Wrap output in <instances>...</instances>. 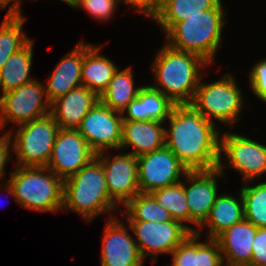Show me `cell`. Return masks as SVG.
Wrapping results in <instances>:
<instances>
[{"label":"cell","instance_id":"4dcf8cb0","mask_svg":"<svg viewBox=\"0 0 266 266\" xmlns=\"http://www.w3.org/2000/svg\"><path fill=\"white\" fill-rule=\"evenodd\" d=\"M199 232H194V266L225 265L218 241L208 238L207 242H197L201 235Z\"/></svg>","mask_w":266,"mask_h":266},{"label":"cell","instance_id":"8fae6325","mask_svg":"<svg viewBox=\"0 0 266 266\" xmlns=\"http://www.w3.org/2000/svg\"><path fill=\"white\" fill-rule=\"evenodd\" d=\"M122 115L99 101L82 119L76 130L96 154L106 152L108 148L120 150Z\"/></svg>","mask_w":266,"mask_h":266},{"label":"cell","instance_id":"603a6c76","mask_svg":"<svg viewBox=\"0 0 266 266\" xmlns=\"http://www.w3.org/2000/svg\"><path fill=\"white\" fill-rule=\"evenodd\" d=\"M244 219L245 214L241 192H239V199L231 196V194H223L216 197L208 218L200 227L205 228L208 225V238L216 239L233 224L239 223Z\"/></svg>","mask_w":266,"mask_h":266},{"label":"cell","instance_id":"d6a6232c","mask_svg":"<svg viewBox=\"0 0 266 266\" xmlns=\"http://www.w3.org/2000/svg\"><path fill=\"white\" fill-rule=\"evenodd\" d=\"M251 91L259 100L266 103V59L256 63L249 71Z\"/></svg>","mask_w":266,"mask_h":266},{"label":"cell","instance_id":"3957f363","mask_svg":"<svg viewBox=\"0 0 266 266\" xmlns=\"http://www.w3.org/2000/svg\"><path fill=\"white\" fill-rule=\"evenodd\" d=\"M4 188L23 208L63 211L64 180L47 166H17ZM58 210V211H57Z\"/></svg>","mask_w":266,"mask_h":266},{"label":"cell","instance_id":"f1b7e54d","mask_svg":"<svg viewBox=\"0 0 266 266\" xmlns=\"http://www.w3.org/2000/svg\"><path fill=\"white\" fill-rule=\"evenodd\" d=\"M127 221L168 222L172 221L168 210L161 207L150 193H138L125 206Z\"/></svg>","mask_w":266,"mask_h":266},{"label":"cell","instance_id":"52a82bcc","mask_svg":"<svg viewBox=\"0 0 266 266\" xmlns=\"http://www.w3.org/2000/svg\"><path fill=\"white\" fill-rule=\"evenodd\" d=\"M59 130L58 123L49 113L18 125L17 132H7L12 139V152L17 157L16 165L47 166Z\"/></svg>","mask_w":266,"mask_h":266},{"label":"cell","instance_id":"484cf974","mask_svg":"<svg viewBox=\"0 0 266 266\" xmlns=\"http://www.w3.org/2000/svg\"><path fill=\"white\" fill-rule=\"evenodd\" d=\"M132 67L118 69L108 88L100 95V101L110 109L123 113L128 104L137 98L141 87L134 88Z\"/></svg>","mask_w":266,"mask_h":266},{"label":"cell","instance_id":"7402d4cb","mask_svg":"<svg viewBox=\"0 0 266 266\" xmlns=\"http://www.w3.org/2000/svg\"><path fill=\"white\" fill-rule=\"evenodd\" d=\"M174 103L159 90L150 85L141 86L137 98L131 101L122 114L127 111V116L122 115L123 120L143 121L154 120L166 122Z\"/></svg>","mask_w":266,"mask_h":266},{"label":"cell","instance_id":"ac0fdd59","mask_svg":"<svg viewBox=\"0 0 266 266\" xmlns=\"http://www.w3.org/2000/svg\"><path fill=\"white\" fill-rule=\"evenodd\" d=\"M257 227L244 219L221 233L219 243L224 266H249L252 260V245Z\"/></svg>","mask_w":266,"mask_h":266},{"label":"cell","instance_id":"d4e9b609","mask_svg":"<svg viewBox=\"0 0 266 266\" xmlns=\"http://www.w3.org/2000/svg\"><path fill=\"white\" fill-rule=\"evenodd\" d=\"M220 2L221 0H161L160 10L154 20L165 34L175 23L213 9Z\"/></svg>","mask_w":266,"mask_h":266},{"label":"cell","instance_id":"ffe728a7","mask_svg":"<svg viewBox=\"0 0 266 266\" xmlns=\"http://www.w3.org/2000/svg\"><path fill=\"white\" fill-rule=\"evenodd\" d=\"M83 40L57 63L45 84L50 103L64 96L72 89L82 86Z\"/></svg>","mask_w":266,"mask_h":266},{"label":"cell","instance_id":"8992f818","mask_svg":"<svg viewBox=\"0 0 266 266\" xmlns=\"http://www.w3.org/2000/svg\"><path fill=\"white\" fill-rule=\"evenodd\" d=\"M191 104L212 123L215 120L234 128L243 109L244 99L232 74L212 83L199 82ZM214 119V121L212 120Z\"/></svg>","mask_w":266,"mask_h":266},{"label":"cell","instance_id":"5bb4252c","mask_svg":"<svg viewBox=\"0 0 266 266\" xmlns=\"http://www.w3.org/2000/svg\"><path fill=\"white\" fill-rule=\"evenodd\" d=\"M106 152L96 154L101 161L111 200L124 206L133 199L139 190L137 157L131 153H120L111 159Z\"/></svg>","mask_w":266,"mask_h":266},{"label":"cell","instance_id":"d6986e66","mask_svg":"<svg viewBox=\"0 0 266 266\" xmlns=\"http://www.w3.org/2000/svg\"><path fill=\"white\" fill-rule=\"evenodd\" d=\"M165 122L154 120H123L120 150L133 147L128 152L135 157L150 153L165 146Z\"/></svg>","mask_w":266,"mask_h":266},{"label":"cell","instance_id":"7a4b0ae2","mask_svg":"<svg viewBox=\"0 0 266 266\" xmlns=\"http://www.w3.org/2000/svg\"><path fill=\"white\" fill-rule=\"evenodd\" d=\"M209 66L202 57L174 49L167 43L159 49L151 70L159 90L174 104H191L201 79V68Z\"/></svg>","mask_w":266,"mask_h":266},{"label":"cell","instance_id":"8d00e7d4","mask_svg":"<svg viewBox=\"0 0 266 266\" xmlns=\"http://www.w3.org/2000/svg\"><path fill=\"white\" fill-rule=\"evenodd\" d=\"M12 143V139L10 138L8 133H4L0 136V179L4 177L5 174V165L7 161L13 157L10 153V145Z\"/></svg>","mask_w":266,"mask_h":266},{"label":"cell","instance_id":"74e56055","mask_svg":"<svg viewBox=\"0 0 266 266\" xmlns=\"http://www.w3.org/2000/svg\"><path fill=\"white\" fill-rule=\"evenodd\" d=\"M7 13L21 14V4L22 2L19 0H1L0 1V10L6 9V7L11 4Z\"/></svg>","mask_w":266,"mask_h":266},{"label":"cell","instance_id":"83f0119b","mask_svg":"<svg viewBox=\"0 0 266 266\" xmlns=\"http://www.w3.org/2000/svg\"><path fill=\"white\" fill-rule=\"evenodd\" d=\"M150 194L161 207L168 210L173 220L180 221L191 232L197 231L193 226L185 225L189 222V207L186 201L184 185L181 182L154 190Z\"/></svg>","mask_w":266,"mask_h":266},{"label":"cell","instance_id":"4316f807","mask_svg":"<svg viewBox=\"0 0 266 266\" xmlns=\"http://www.w3.org/2000/svg\"><path fill=\"white\" fill-rule=\"evenodd\" d=\"M24 20L22 14L6 13L0 27V70L12 54L31 40L22 32Z\"/></svg>","mask_w":266,"mask_h":266},{"label":"cell","instance_id":"30bf717a","mask_svg":"<svg viewBox=\"0 0 266 266\" xmlns=\"http://www.w3.org/2000/svg\"><path fill=\"white\" fill-rule=\"evenodd\" d=\"M141 193H151L181 182L189 170L166 146L137 157Z\"/></svg>","mask_w":266,"mask_h":266},{"label":"cell","instance_id":"9c48e42d","mask_svg":"<svg viewBox=\"0 0 266 266\" xmlns=\"http://www.w3.org/2000/svg\"><path fill=\"white\" fill-rule=\"evenodd\" d=\"M135 236H137V247L145 259L152 255V264H156L157 254H170L173 249L179 246L191 233L180 221L168 222H147L127 221ZM154 254V255H153Z\"/></svg>","mask_w":266,"mask_h":266},{"label":"cell","instance_id":"5b68a950","mask_svg":"<svg viewBox=\"0 0 266 266\" xmlns=\"http://www.w3.org/2000/svg\"><path fill=\"white\" fill-rule=\"evenodd\" d=\"M225 24L221 1L213 9L175 23L165 33L166 43L174 49L196 54L212 65Z\"/></svg>","mask_w":266,"mask_h":266},{"label":"cell","instance_id":"f546056e","mask_svg":"<svg viewBox=\"0 0 266 266\" xmlns=\"http://www.w3.org/2000/svg\"><path fill=\"white\" fill-rule=\"evenodd\" d=\"M247 181L240 188L242 194L245 219L254 226L266 227V182L250 185Z\"/></svg>","mask_w":266,"mask_h":266},{"label":"cell","instance_id":"277c9868","mask_svg":"<svg viewBox=\"0 0 266 266\" xmlns=\"http://www.w3.org/2000/svg\"><path fill=\"white\" fill-rule=\"evenodd\" d=\"M111 200L101 161L95 157L77 173L64 179L63 210H73L91 222L94 217L117 210Z\"/></svg>","mask_w":266,"mask_h":266},{"label":"cell","instance_id":"1f68e13d","mask_svg":"<svg viewBox=\"0 0 266 266\" xmlns=\"http://www.w3.org/2000/svg\"><path fill=\"white\" fill-rule=\"evenodd\" d=\"M119 0H76L74 8L87 11L91 17L106 22L111 19Z\"/></svg>","mask_w":266,"mask_h":266},{"label":"cell","instance_id":"836d02e7","mask_svg":"<svg viewBox=\"0 0 266 266\" xmlns=\"http://www.w3.org/2000/svg\"><path fill=\"white\" fill-rule=\"evenodd\" d=\"M173 263L170 266H194V232L170 253Z\"/></svg>","mask_w":266,"mask_h":266},{"label":"cell","instance_id":"6da1fadb","mask_svg":"<svg viewBox=\"0 0 266 266\" xmlns=\"http://www.w3.org/2000/svg\"><path fill=\"white\" fill-rule=\"evenodd\" d=\"M165 146L188 168L212 170L220 160V130L192 105L175 104L167 119Z\"/></svg>","mask_w":266,"mask_h":266},{"label":"cell","instance_id":"7c38bea8","mask_svg":"<svg viewBox=\"0 0 266 266\" xmlns=\"http://www.w3.org/2000/svg\"><path fill=\"white\" fill-rule=\"evenodd\" d=\"M222 154L229 163L228 167L239 172L245 182L266 173V145L260 142L227 131L220 137V159Z\"/></svg>","mask_w":266,"mask_h":266},{"label":"cell","instance_id":"cb8c5ba5","mask_svg":"<svg viewBox=\"0 0 266 266\" xmlns=\"http://www.w3.org/2000/svg\"><path fill=\"white\" fill-rule=\"evenodd\" d=\"M33 60V41L12 54L0 70V89L2 94L14 90L34 80L30 76Z\"/></svg>","mask_w":266,"mask_h":266},{"label":"cell","instance_id":"f35d334b","mask_svg":"<svg viewBox=\"0 0 266 266\" xmlns=\"http://www.w3.org/2000/svg\"><path fill=\"white\" fill-rule=\"evenodd\" d=\"M63 1L64 3L68 4L70 7H74L76 0H60Z\"/></svg>","mask_w":266,"mask_h":266},{"label":"cell","instance_id":"44dd1931","mask_svg":"<svg viewBox=\"0 0 266 266\" xmlns=\"http://www.w3.org/2000/svg\"><path fill=\"white\" fill-rule=\"evenodd\" d=\"M100 49L99 45L83 41L82 86L99 96L108 88L110 80L119 69L110 58L100 54Z\"/></svg>","mask_w":266,"mask_h":266},{"label":"cell","instance_id":"4fadbf2b","mask_svg":"<svg viewBox=\"0 0 266 266\" xmlns=\"http://www.w3.org/2000/svg\"><path fill=\"white\" fill-rule=\"evenodd\" d=\"M95 157L96 153L76 129H60L47 167L64 180Z\"/></svg>","mask_w":266,"mask_h":266},{"label":"cell","instance_id":"ba28073f","mask_svg":"<svg viewBox=\"0 0 266 266\" xmlns=\"http://www.w3.org/2000/svg\"><path fill=\"white\" fill-rule=\"evenodd\" d=\"M43 84L34 79L0 95V130L10 121L18 126L50 113L51 103Z\"/></svg>","mask_w":266,"mask_h":266},{"label":"cell","instance_id":"e575fe53","mask_svg":"<svg viewBox=\"0 0 266 266\" xmlns=\"http://www.w3.org/2000/svg\"><path fill=\"white\" fill-rule=\"evenodd\" d=\"M252 250V260L249 266H266V227L257 228Z\"/></svg>","mask_w":266,"mask_h":266},{"label":"cell","instance_id":"d590c367","mask_svg":"<svg viewBox=\"0 0 266 266\" xmlns=\"http://www.w3.org/2000/svg\"><path fill=\"white\" fill-rule=\"evenodd\" d=\"M119 3L134 7L137 11L153 20L158 15L161 0H119Z\"/></svg>","mask_w":266,"mask_h":266},{"label":"cell","instance_id":"2e32d148","mask_svg":"<svg viewBox=\"0 0 266 266\" xmlns=\"http://www.w3.org/2000/svg\"><path fill=\"white\" fill-rule=\"evenodd\" d=\"M101 266H142L135 238L117 217L107 219L101 248Z\"/></svg>","mask_w":266,"mask_h":266},{"label":"cell","instance_id":"e0dca14e","mask_svg":"<svg viewBox=\"0 0 266 266\" xmlns=\"http://www.w3.org/2000/svg\"><path fill=\"white\" fill-rule=\"evenodd\" d=\"M100 96L85 86L72 89L51 103L50 114L60 129H76Z\"/></svg>","mask_w":266,"mask_h":266},{"label":"cell","instance_id":"9a60e30c","mask_svg":"<svg viewBox=\"0 0 266 266\" xmlns=\"http://www.w3.org/2000/svg\"><path fill=\"white\" fill-rule=\"evenodd\" d=\"M219 160L218 167L212 170H194L185 175L186 181L190 184L188 187L185 182L184 192L189 207V222L196 225L197 228L208 218L212 206L218 196L217 176H224L223 168L225 162Z\"/></svg>","mask_w":266,"mask_h":266}]
</instances>
